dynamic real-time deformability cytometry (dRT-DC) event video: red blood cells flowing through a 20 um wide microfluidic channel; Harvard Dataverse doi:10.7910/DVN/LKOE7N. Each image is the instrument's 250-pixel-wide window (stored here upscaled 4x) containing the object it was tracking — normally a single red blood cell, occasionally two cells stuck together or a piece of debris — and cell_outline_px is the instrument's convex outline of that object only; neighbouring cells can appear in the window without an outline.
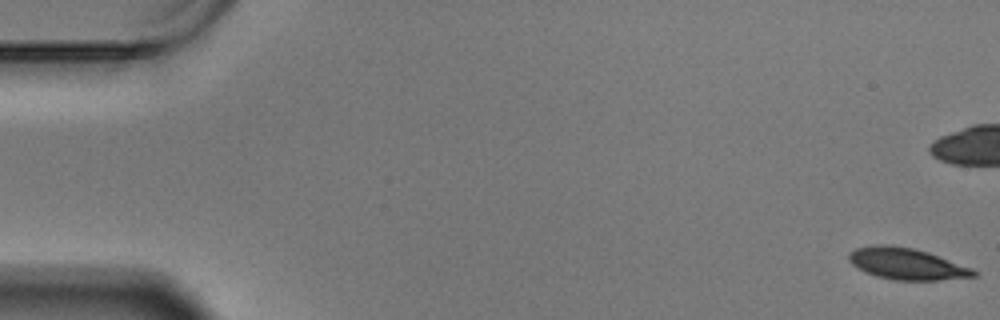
{"species": "Egyptian fruit bat (a non-hibernating species)", "species_latin": "Rousettus aegyptiacus", "temperature_condition": "warm", "stored_images_in_passage": 16, "camera_frame_rate_fps": 3000, "um_per_image_px": 0.085, "animal": {"sex": "male"}, "frame": {"image": 1, "passage_image": 1, "time_ms": 0.0, "image_size_px": [1000, 320], "cell_outline_px": [[976, 276], [940, 280], [892, 280], [876, 276], [864, 272], [856, 268], [848, 260], [848, 256], [856, 248], [876, 244], [880, 244], [912, 248], [928, 252], [972, 268], [976, 272]], "centroid_in_image_um": [77.04, 22.43], "position_along_channel_um": 8.0, "area_um2": 22.77}}